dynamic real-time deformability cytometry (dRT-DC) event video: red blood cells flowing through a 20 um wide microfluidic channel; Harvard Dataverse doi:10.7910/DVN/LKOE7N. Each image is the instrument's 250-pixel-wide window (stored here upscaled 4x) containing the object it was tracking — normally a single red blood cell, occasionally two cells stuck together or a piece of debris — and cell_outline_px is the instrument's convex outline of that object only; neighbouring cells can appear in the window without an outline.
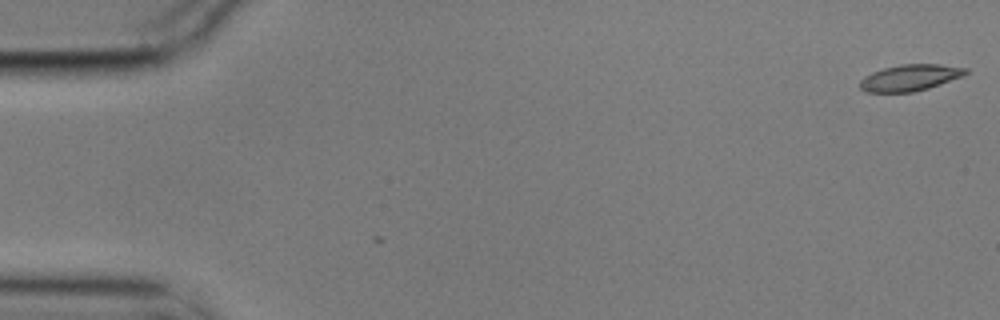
{"species": "common noctule bat (a hibernating species)", "species_latin": "Nyctalus noctula", "temperature_condition": "cold", "stored_images_in_passage": 3, "camera_frame_rate_fps": 3000, "um_per_image_px": 0.085, "animal": {"sex": "male", "body_mass_g": 17.9}, "frame": {"image": 1, "passage_image": 1, "time_ms": 0.0, "image_size_px": [1000, 320], "cell_outline_px": [[968, 72], [964, 76], [928, 88], [912, 92], [864, 92], [860, 88], [860, 80], [864, 76], [872, 72], [884, 68], [900, 64], [940, 64], [968, 68]], "centroid_in_image_um": [77.36, 6.6], "position_along_channel_um": 7.6, "area_um2": 16.3}}